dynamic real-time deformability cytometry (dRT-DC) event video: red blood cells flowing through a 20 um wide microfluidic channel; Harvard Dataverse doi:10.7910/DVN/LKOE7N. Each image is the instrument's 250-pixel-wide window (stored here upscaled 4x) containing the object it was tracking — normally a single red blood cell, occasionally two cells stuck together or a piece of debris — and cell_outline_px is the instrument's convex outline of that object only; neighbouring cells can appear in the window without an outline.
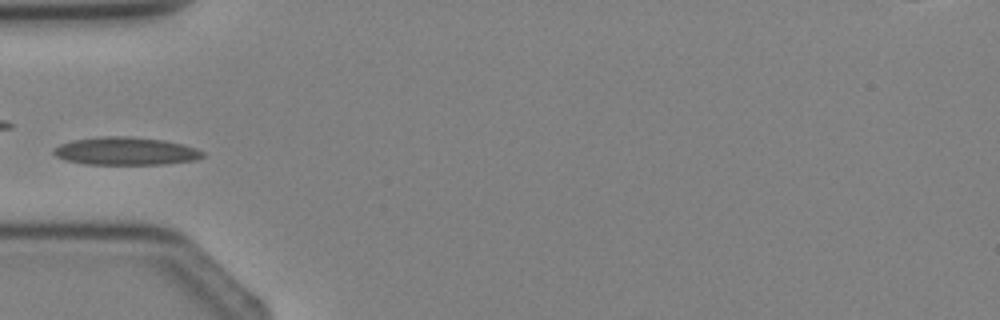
{"species": "Egyptian fruit bat (a non-hibernating species)", "species_latin": "Rousettus aegyptiacus", "temperature_condition": "cold", "stored_images_in_passage": 4, "camera_frame_rate_fps": 3000, "um_per_image_px": 0.085, "animal": {"sex": "female"}, "frame": {"image": 1, "passage_image": 4, "time_ms": 3.667, "image_size_px": [1000, 320], "cell_outline_px": [[204, 156], [196, 160], [164, 164], [84, 164], [64, 160], [56, 156], [52, 152], [52, 148], [60, 144], [72, 140], [104, 136], [128, 136], [164, 140], [184, 144], [196, 148], [204, 152]], "centroid_in_image_um": [10.67, 12.84], "position_along_channel_um": 74.3, "area_um2": 24.39}}